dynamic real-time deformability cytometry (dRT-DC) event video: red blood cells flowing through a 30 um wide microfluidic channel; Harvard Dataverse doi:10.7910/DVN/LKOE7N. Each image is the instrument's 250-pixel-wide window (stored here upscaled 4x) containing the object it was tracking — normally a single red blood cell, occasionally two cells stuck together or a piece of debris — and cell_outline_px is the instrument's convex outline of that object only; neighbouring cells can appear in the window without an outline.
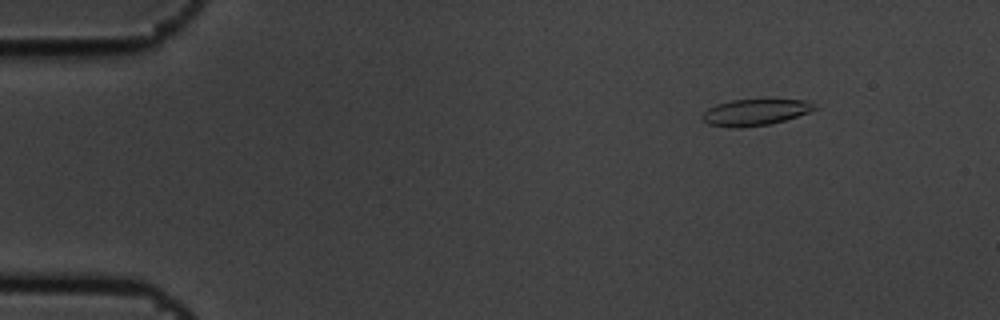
{"species": "common noctule bat (a hibernating species)", "species_latin": "Nyctalus noctula", "temperature_condition": "cold", "stored_images_in_passage": 6, "camera_frame_rate_fps": 3000, "um_per_image_px": 0.085, "animal": {"sex": "male", "body_mass_g": 19.5, "forearm_length_mm": 54.6}, "frame": {"image": 1, "passage_image": 2, "time_ms": 0.333, "image_size_px": [1000, 320], "cell_outline_px": [[820, 108], [784, 120], [768, 124], [740, 128], [732, 128], [708, 124], [700, 116], [708, 108], [716, 104], [732, 100], [804, 100]], "centroid_in_image_um": [64.14, 9.55], "position_along_channel_um": 20.9, "area_um2": 16.99}}
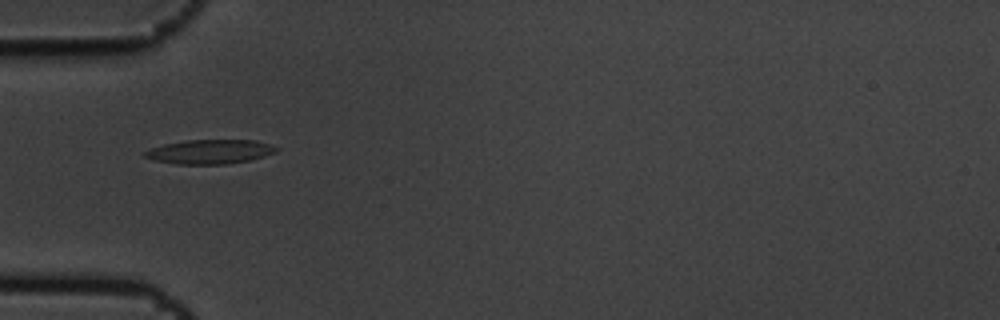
{"frame": {"image": 2, "passage_image": 5, "time_ms": 1.333, "image_size_px": [1000, 320], "cell_outline_px": [[280, 148], [276, 152], [264, 156], [248, 160], [224, 164], [176, 164], [156, 160], [144, 156], [144, 152], [152, 148], [164, 144], [188, 140], [256, 140]], "centroid_in_image_um": [17.86, 12.89], "position_along_channel_um": 67.1, "area_um2": 18.32}}
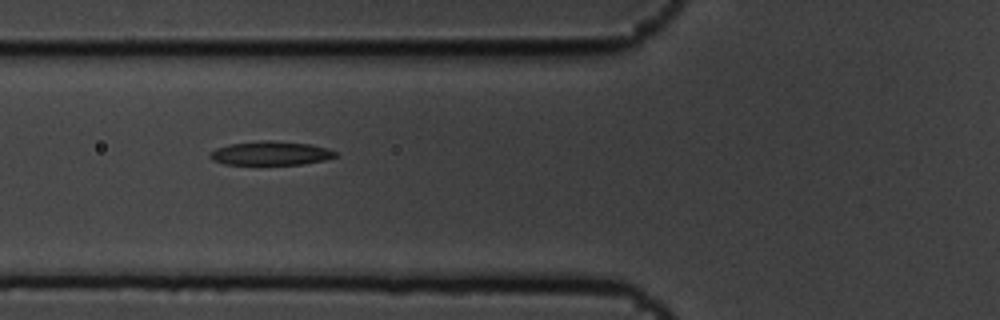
{"frame": {"image": 3, "passage_image": 6, "time_ms": 1.667, "image_size_px": [1000, 320], "cell_outline_px": [[336, 156], [324, 160], [304, 164], [224, 164], [212, 160], [208, 156], [208, 152], [216, 148], [228, 144], [260, 140], [268, 140], [308, 144], [328, 148], [336, 152]], "centroid_in_image_um": [22.95, 13.02], "position_along_channel_um": 102.9, "area_um2": 17.46}}